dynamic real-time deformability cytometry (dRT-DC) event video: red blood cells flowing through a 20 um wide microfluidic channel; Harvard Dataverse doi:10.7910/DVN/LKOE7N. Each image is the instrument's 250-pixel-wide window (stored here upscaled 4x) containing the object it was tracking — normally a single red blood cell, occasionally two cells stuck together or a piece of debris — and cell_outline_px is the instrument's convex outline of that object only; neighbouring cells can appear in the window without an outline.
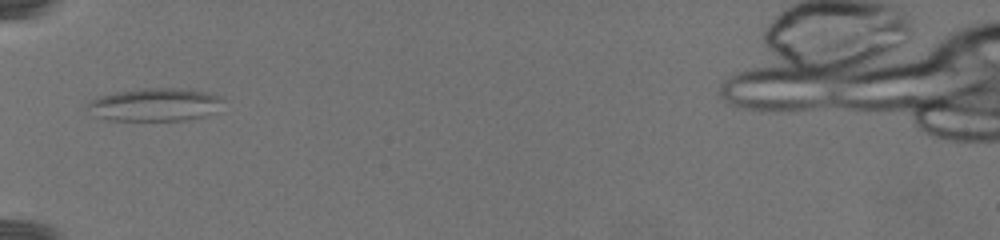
{"species": "common noctule bat (a hibernating species)", "species_latin": "Nyctalus noctula", "temperature_condition": "warm", "stored_images_in_passage": 3, "camera_frame_rate_fps": 3000, "um_per_image_px": 0.085, "animal": {"sex": "female", "body_mass_g": 19.5, "forearm_length_mm": 54.1}, "frame": {"image": 1, "passage_image": 1, "time_ms": 0.0, "image_size_px": [1000, 240], "cell_outline_px": [[224, 100], [216, 112], [204, 116], [184, 120], [104, 120], [92, 116], [84, 104], [100, 96], [112, 92], [144, 88], [180, 88], [208, 92], [224, 96]], "centroid_in_image_um": [13.15, 8.89], "position_along_channel_um": 71.9, "area_um2": 26.53}}